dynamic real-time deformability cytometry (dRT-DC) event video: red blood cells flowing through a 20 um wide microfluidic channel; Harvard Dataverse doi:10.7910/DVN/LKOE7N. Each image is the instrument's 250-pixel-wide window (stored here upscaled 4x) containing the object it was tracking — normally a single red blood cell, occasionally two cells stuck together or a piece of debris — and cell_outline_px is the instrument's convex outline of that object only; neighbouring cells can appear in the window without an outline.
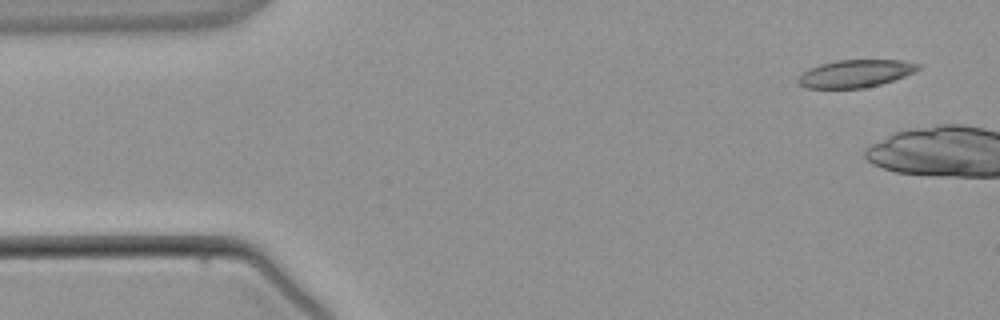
{"species": "common noctule bat (a hibernating species)", "species_latin": "Nyctalus noctula", "temperature_condition": "warm", "stored_images_in_passage": 2, "camera_frame_rate_fps": 3000, "um_per_image_px": 0.085, "animal": {"sex": "male", "body_mass_g": 21.5, "forearm_length_mm": 52.0}, "frame": {"image": 1, "passage_image": 1, "time_ms": 0.0, "image_size_px": [1000, 320], "cell_outline_px": [[920, 68], [916, 72], [880, 84], [864, 88], [804, 88], [796, 80], [808, 68], [820, 64], [836, 60], [900, 60], [920, 64]], "centroid_in_image_um": [72.7, 6.25], "position_along_channel_um": 12.3, "area_um2": 19.25}}